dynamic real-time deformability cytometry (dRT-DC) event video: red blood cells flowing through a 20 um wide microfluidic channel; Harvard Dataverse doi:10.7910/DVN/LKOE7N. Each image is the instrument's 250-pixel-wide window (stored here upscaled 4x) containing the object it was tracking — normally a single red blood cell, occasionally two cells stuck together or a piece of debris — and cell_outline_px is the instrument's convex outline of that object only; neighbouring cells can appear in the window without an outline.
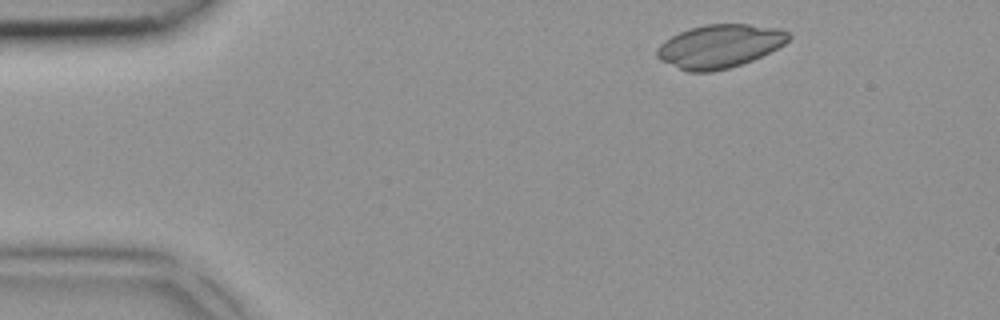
{"species": "common noctule bat (a hibernating species)", "species_latin": "Nyctalus noctula", "temperature_condition": "room temperature", "stored_images_in_passage": 4, "camera_frame_rate_fps": 3000, "um_per_image_px": 0.085, "animal": {"sex": "female", "body_mass_g": 18.4}, "frame": {"image": 1, "passage_image": 1, "time_ms": 0.0, "image_size_px": [1000, 320], "cell_outline_px": [[792, 36], [784, 44], [752, 60], [728, 68], [712, 72], [688, 72], [660, 60], [656, 56], [656, 48], [664, 40], [680, 32], [704, 24], [748, 24], [780, 28], [788, 32]], "centroid_in_image_um": [61.15, 3.92], "position_along_channel_um": 23.9, "area_um2": 33.12}}